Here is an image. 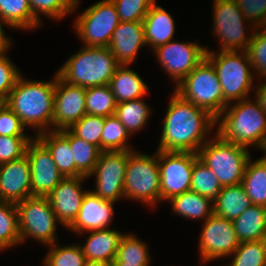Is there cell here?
I'll return each instance as SVG.
<instances>
[{"mask_svg": "<svg viewBox=\"0 0 266 266\" xmlns=\"http://www.w3.org/2000/svg\"><path fill=\"white\" fill-rule=\"evenodd\" d=\"M252 205L266 207V155L248 160L241 182Z\"/></svg>", "mask_w": 266, "mask_h": 266, "instance_id": "30", "label": "cell"}, {"mask_svg": "<svg viewBox=\"0 0 266 266\" xmlns=\"http://www.w3.org/2000/svg\"><path fill=\"white\" fill-rule=\"evenodd\" d=\"M231 257L228 266H266L265 241L240 242Z\"/></svg>", "mask_w": 266, "mask_h": 266, "instance_id": "40", "label": "cell"}, {"mask_svg": "<svg viewBox=\"0 0 266 266\" xmlns=\"http://www.w3.org/2000/svg\"><path fill=\"white\" fill-rule=\"evenodd\" d=\"M89 233L85 244L80 245L82 252L89 262L114 261L120 241L125 233L111 228L84 232Z\"/></svg>", "mask_w": 266, "mask_h": 266, "instance_id": "22", "label": "cell"}, {"mask_svg": "<svg viewBox=\"0 0 266 266\" xmlns=\"http://www.w3.org/2000/svg\"><path fill=\"white\" fill-rule=\"evenodd\" d=\"M262 83L255 88V99L260 104V107L266 112V79H262Z\"/></svg>", "mask_w": 266, "mask_h": 266, "instance_id": "49", "label": "cell"}, {"mask_svg": "<svg viewBox=\"0 0 266 266\" xmlns=\"http://www.w3.org/2000/svg\"><path fill=\"white\" fill-rule=\"evenodd\" d=\"M161 68L177 86L196 66L206 58L207 47L195 42L171 40L152 51Z\"/></svg>", "mask_w": 266, "mask_h": 266, "instance_id": "13", "label": "cell"}, {"mask_svg": "<svg viewBox=\"0 0 266 266\" xmlns=\"http://www.w3.org/2000/svg\"><path fill=\"white\" fill-rule=\"evenodd\" d=\"M197 158L193 152L158 150L160 201H168L190 190L193 164Z\"/></svg>", "mask_w": 266, "mask_h": 266, "instance_id": "12", "label": "cell"}, {"mask_svg": "<svg viewBox=\"0 0 266 266\" xmlns=\"http://www.w3.org/2000/svg\"><path fill=\"white\" fill-rule=\"evenodd\" d=\"M70 147L76 165V177H88L93 172L102 151L96 145L75 136L71 131Z\"/></svg>", "mask_w": 266, "mask_h": 266, "instance_id": "33", "label": "cell"}, {"mask_svg": "<svg viewBox=\"0 0 266 266\" xmlns=\"http://www.w3.org/2000/svg\"><path fill=\"white\" fill-rule=\"evenodd\" d=\"M32 196L31 172L26 154L0 164V200L16 204Z\"/></svg>", "mask_w": 266, "mask_h": 266, "instance_id": "19", "label": "cell"}, {"mask_svg": "<svg viewBox=\"0 0 266 266\" xmlns=\"http://www.w3.org/2000/svg\"><path fill=\"white\" fill-rule=\"evenodd\" d=\"M168 203L175 214L186 219L206 221L214 213L213 201L191 190L170 198Z\"/></svg>", "mask_w": 266, "mask_h": 266, "instance_id": "27", "label": "cell"}, {"mask_svg": "<svg viewBox=\"0 0 266 266\" xmlns=\"http://www.w3.org/2000/svg\"><path fill=\"white\" fill-rule=\"evenodd\" d=\"M119 66L108 47L82 46L56 72L65 82L88 88L109 85Z\"/></svg>", "mask_w": 266, "mask_h": 266, "instance_id": "4", "label": "cell"}, {"mask_svg": "<svg viewBox=\"0 0 266 266\" xmlns=\"http://www.w3.org/2000/svg\"><path fill=\"white\" fill-rule=\"evenodd\" d=\"M143 46H147L143 22L121 21L113 31L108 48L120 65H130Z\"/></svg>", "mask_w": 266, "mask_h": 266, "instance_id": "21", "label": "cell"}, {"mask_svg": "<svg viewBox=\"0 0 266 266\" xmlns=\"http://www.w3.org/2000/svg\"><path fill=\"white\" fill-rule=\"evenodd\" d=\"M221 189L214 172L197 158L193 164L190 190L214 201Z\"/></svg>", "mask_w": 266, "mask_h": 266, "instance_id": "37", "label": "cell"}, {"mask_svg": "<svg viewBox=\"0 0 266 266\" xmlns=\"http://www.w3.org/2000/svg\"><path fill=\"white\" fill-rule=\"evenodd\" d=\"M129 151L101 152L93 172L87 177H95V195L103 200L124 199V179Z\"/></svg>", "mask_w": 266, "mask_h": 266, "instance_id": "14", "label": "cell"}, {"mask_svg": "<svg viewBox=\"0 0 266 266\" xmlns=\"http://www.w3.org/2000/svg\"><path fill=\"white\" fill-rule=\"evenodd\" d=\"M120 65L110 79L109 87L118 103L136 100L148 94L149 88L137 72Z\"/></svg>", "mask_w": 266, "mask_h": 266, "instance_id": "25", "label": "cell"}, {"mask_svg": "<svg viewBox=\"0 0 266 266\" xmlns=\"http://www.w3.org/2000/svg\"><path fill=\"white\" fill-rule=\"evenodd\" d=\"M148 249L142 239L132 233H125L113 261L114 266H149L151 259Z\"/></svg>", "mask_w": 266, "mask_h": 266, "instance_id": "31", "label": "cell"}, {"mask_svg": "<svg viewBox=\"0 0 266 266\" xmlns=\"http://www.w3.org/2000/svg\"><path fill=\"white\" fill-rule=\"evenodd\" d=\"M55 86L56 74L51 81L29 80L21 75L4 102L25 128L37 130L35 136L53 130Z\"/></svg>", "mask_w": 266, "mask_h": 266, "instance_id": "2", "label": "cell"}, {"mask_svg": "<svg viewBox=\"0 0 266 266\" xmlns=\"http://www.w3.org/2000/svg\"><path fill=\"white\" fill-rule=\"evenodd\" d=\"M87 262L79 244L59 246L58 242L49 246L43 259L44 266H85Z\"/></svg>", "mask_w": 266, "mask_h": 266, "instance_id": "38", "label": "cell"}, {"mask_svg": "<svg viewBox=\"0 0 266 266\" xmlns=\"http://www.w3.org/2000/svg\"><path fill=\"white\" fill-rule=\"evenodd\" d=\"M249 148L223 140L215 133L197 152L198 158L217 176L221 186L241 184L248 160Z\"/></svg>", "mask_w": 266, "mask_h": 266, "instance_id": "6", "label": "cell"}, {"mask_svg": "<svg viewBox=\"0 0 266 266\" xmlns=\"http://www.w3.org/2000/svg\"><path fill=\"white\" fill-rule=\"evenodd\" d=\"M86 179V176L66 177L47 195L58 221L66 228L75 221L87 193L82 187Z\"/></svg>", "mask_w": 266, "mask_h": 266, "instance_id": "18", "label": "cell"}, {"mask_svg": "<svg viewBox=\"0 0 266 266\" xmlns=\"http://www.w3.org/2000/svg\"><path fill=\"white\" fill-rule=\"evenodd\" d=\"M117 102L109 85L86 89V112L89 115L111 116L115 114Z\"/></svg>", "mask_w": 266, "mask_h": 266, "instance_id": "36", "label": "cell"}, {"mask_svg": "<svg viewBox=\"0 0 266 266\" xmlns=\"http://www.w3.org/2000/svg\"><path fill=\"white\" fill-rule=\"evenodd\" d=\"M74 22L75 33L84 46L108 47L121 21L111 0H99L80 13Z\"/></svg>", "mask_w": 266, "mask_h": 266, "instance_id": "11", "label": "cell"}, {"mask_svg": "<svg viewBox=\"0 0 266 266\" xmlns=\"http://www.w3.org/2000/svg\"><path fill=\"white\" fill-rule=\"evenodd\" d=\"M114 202L103 200L87 190L75 221L67 228L76 234L109 228L114 216Z\"/></svg>", "mask_w": 266, "mask_h": 266, "instance_id": "20", "label": "cell"}, {"mask_svg": "<svg viewBox=\"0 0 266 266\" xmlns=\"http://www.w3.org/2000/svg\"><path fill=\"white\" fill-rule=\"evenodd\" d=\"M0 18L7 28L35 30L43 24L33 15L29 0H0Z\"/></svg>", "mask_w": 266, "mask_h": 266, "instance_id": "29", "label": "cell"}, {"mask_svg": "<svg viewBox=\"0 0 266 266\" xmlns=\"http://www.w3.org/2000/svg\"><path fill=\"white\" fill-rule=\"evenodd\" d=\"M240 245L231 220L214 213L204 221L199 238V255L202 263L229 257Z\"/></svg>", "mask_w": 266, "mask_h": 266, "instance_id": "15", "label": "cell"}, {"mask_svg": "<svg viewBox=\"0 0 266 266\" xmlns=\"http://www.w3.org/2000/svg\"><path fill=\"white\" fill-rule=\"evenodd\" d=\"M85 266H114L113 261L108 262H89L85 263Z\"/></svg>", "mask_w": 266, "mask_h": 266, "instance_id": "50", "label": "cell"}, {"mask_svg": "<svg viewBox=\"0 0 266 266\" xmlns=\"http://www.w3.org/2000/svg\"><path fill=\"white\" fill-rule=\"evenodd\" d=\"M6 25L7 24L0 18V55L7 53L12 45L11 38L4 32V27H6Z\"/></svg>", "mask_w": 266, "mask_h": 266, "instance_id": "48", "label": "cell"}, {"mask_svg": "<svg viewBox=\"0 0 266 266\" xmlns=\"http://www.w3.org/2000/svg\"><path fill=\"white\" fill-rule=\"evenodd\" d=\"M51 153L60 173L66 177H76V165L70 147V130H50L35 136Z\"/></svg>", "mask_w": 266, "mask_h": 266, "instance_id": "23", "label": "cell"}, {"mask_svg": "<svg viewBox=\"0 0 266 266\" xmlns=\"http://www.w3.org/2000/svg\"><path fill=\"white\" fill-rule=\"evenodd\" d=\"M232 222L240 242L264 240L266 234V207L251 205Z\"/></svg>", "mask_w": 266, "mask_h": 266, "instance_id": "28", "label": "cell"}, {"mask_svg": "<svg viewBox=\"0 0 266 266\" xmlns=\"http://www.w3.org/2000/svg\"><path fill=\"white\" fill-rule=\"evenodd\" d=\"M33 15L43 23L41 15L59 21L79 6V0H29Z\"/></svg>", "mask_w": 266, "mask_h": 266, "instance_id": "39", "label": "cell"}, {"mask_svg": "<svg viewBox=\"0 0 266 266\" xmlns=\"http://www.w3.org/2000/svg\"><path fill=\"white\" fill-rule=\"evenodd\" d=\"M218 51L207 46L206 58L215 68L221 84L224 110L228 104L250 97L256 88L255 75L246 51Z\"/></svg>", "mask_w": 266, "mask_h": 266, "instance_id": "5", "label": "cell"}, {"mask_svg": "<svg viewBox=\"0 0 266 266\" xmlns=\"http://www.w3.org/2000/svg\"><path fill=\"white\" fill-rule=\"evenodd\" d=\"M244 17L256 28L266 26V0H234Z\"/></svg>", "mask_w": 266, "mask_h": 266, "instance_id": "47", "label": "cell"}, {"mask_svg": "<svg viewBox=\"0 0 266 266\" xmlns=\"http://www.w3.org/2000/svg\"><path fill=\"white\" fill-rule=\"evenodd\" d=\"M253 73L266 79V26L257 27L246 50Z\"/></svg>", "mask_w": 266, "mask_h": 266, "instance_id": "41", "label": "cell"}, {"mask_svg": "<svg viewBox=\"0 0 266 266\" xmlns=\"http://www.w3.org/2000/svg\"><path fill=\"white\" fill-rule=\"evenodd\" d=\"M18 211L20 243L33 238L43 245L57 242L58 221L47 197L32 196L15 204Z\"/></svg>", "mask_w": 266, "mask_h": 266, "instance_id": "9", "label": "cell"}, {"mask_svg": "<svg viewBox=\"0 0 266 266\" xmlns=\"http://www.w3.org/2000/svg\"><path fill=\"white\" fill-rule=\"evenodd\" d=\"M33 138L0 135V164L23 157Z\"/></svg>", "mask_w": 266, "mask_h": 266, "instance_id": "45", "label": "cell"}, {"mask_svg": "<svg viewBox=\"0 0 266 266\" xmlns=\"http://www.w3.org/2000/svg\"><path fill=\"white\" fill-rule=\"evenodd\" d=\"M213 204L215 215L231 221L252 205L242 184L223 186Z\"/></svg>", "mask_w": 266, "mask_h": 266, "instance_id": "26", "label": "cell"}, {"mask_svg": "<svg viewBox=\"0 0 266 266\" xmlns=\"http://www.w3.org/2000/svg\"><path fill=\"white\" fill-rule=\"evenodd\" d=\"M144 98L118 103L115 109V116L126 127L131 134L140 132L149 122L151 111Z\"/></svg>", "mask_w": 266, "mask_h": 266, "instance_id": "32", "label": "cell"}, {"mask_svg": "<svg viewBox=\"0 0 266 266\" xmlns=\"http://www.w3.org/2000/svg\"><path fill=\"white\" fill-rule=\"evenodd\" d=\"M116 7L120 21L143 22L156 0H111Z\"/></svg>", "mask_w": 266, "mask_h": 266, "instance_id": "43", "label": "cell"}, {"mask_svg": "<svg viewBox=\"0 0 266 266\" xmlns=\"http://www.w3.org/2000/svg\"><path fill=\"white\" fill-rule=\"evenodd\" d=\"M25 130L19 117L4 102H0V135L30 137Z\"/></svg>", "mask_w": 266, "mask_h": 266, "instance_id": "46", "label": "cell"}, {"mask_svg": "<svg viewBox=\"0 0 266 266\" xmlns=\"http://www.w3.org/2000/svg\"><path fill=\"white\" fill-rule=\"evenodd\" d=\"M158 150L153 155L129 150L124 179V199H131L154 208L160 202Z\"/></svg>", "mask_w": 266, "mask_h": 266, "instance_id": "7", "label": "cell"}, {"mask_svg": "<svg viewBox=\"0 0 266 266\" xmlns=\"http://www.w3.org/2000/svg\"><path fill=\"white\" fill-rule=\"evenodd\" d=\"M130 133L126 127L115 116L105 117V124L101 135V151H129L134 150L127 143Z\"/></svg>", "mask_w": 266, "mask_h": 266, "instance_id": "35", "label": "cell"}, {"mask_svg": "<svg viewBox=\"0 0 266 266\" xmlns=\"http://www.w3.org/2000/svg\"><path fill=\"white\" fill-rule=\"evenodd\" d=\"M21 75L7 53L0 55V102H5Z\"/></svg>", "mask_w": 266, "mask_h": 266, "instance_id": "44", "label": "cell"}, {"mask_svg": "<svg viewBox=\"0 0 266 266\" xmlns=\"http://www.w3.org/2000/svg\"><path fill=\"white\" fill-rule=\"evenodd\" d=\"M104 124L105 117L86 114L74 123L69 130L75 136L96 145L101 150V135Z\"/></svg>", "mask_w": 266, "mask_h": 266, "instance_id": "42", "label": "cell"}, {"mask_svg": "<svg viewBox=\"0 0 266 266\" xmlns=\"http://www.w3.org/2000/svg\"><path fill=\"white\" fill-rule=\"evenodd\" d=\"M20 244L16 205L0 200V251Z\"/></svg>", "mask_w": 266, "mask_h": 266, "instance_id": "34", "label": "cell"}, {"mask_svg": "<svg viewBox=\"0 0 266 266\" xmlns=\"http://www.w3.org/2000/svg\"><path fill=\"white\" fill-rule=\"evenodd\" d=\"M175 26L172 15L155 2L143 19L145 40L151 51L173 40Z\"/></svg>", "mask_w": 266, "mask_h": 266, "instance_id": "24", "label": "cell"}, {"mask_svg": "<svg viewBox=\"0 0 266 266\" xmlns=\"http://www.w3.org/2000/svg\"><path fill=\"white\" fill-rule=\"evenodd\" d=\"M86 89L65 82L56 72L53 130L69 129L87 114Z\"/></svg>", "mask_w": 266, "mask_h": 266, "instance_id": "17", "label": "cell"}, {"mask_svg": "<svg viewBox=\"0 0 266 266\" xmlns=\"http://www.w3.org/2000/svg\"><path fill=\"white\" fill-rule=\"evenodd\" d=\"M228 104L216 118V134L223 140L245 148L266 150V112L255 99Z\"/></svg>", "mask_w": 266, "mask_h": 266, "instance_id": "3", "label": "cell"}, {"mask_svg": "<svg viewBox=\"0 0 266 266\" xmlns=\"http://www.w3.org/2000/svg\"><path fill=\"white\" fill-rule=\"evenodd\" d=\"M31 172V188L33 196L47 195L64 179L57 168L51 153L34 136L26 148Z\"/></svg>", "mask_w": 266, "mask_h": 266, "instance_id": "16", "label": "cell"}, {"mask_svg": "<svg viewBox=\"0 0 266 266\" xmlns=\"http://www.w3.org/2000/svg\"><path fill=\"white\" fill-rule=\"evenodd\" d=\"M184 100L217 118L223 112V93L217 73L205 58L174 88Z\"/></svg>", "mask_w": 266, "mask_h": 266, "instance_id": "8", "label": "cell"}, {"mask_svg": "<svg viewBox=\"0 0 266 266\" xmlns=\"http://www.w3.org/2000/svg\"><path fill=\"white\" fill-rule=\"evenodd\" d=\"M156 150L193 152L209 140L216 118L173 91Z\"/></svg>", "mask_w": 266, "mask_h": 266, "instance_id": "1", "label": "cell"}, {"mask_svg": "<svg viewBox=\"0 0 266 266\" xmlns=\"http://www.w3.org/2000/svg\"><path fill=\"white\" fill-rule=\"evenodd\" d=\"M212 15L213 34L220 41V51H246L256 27L244 17L236 2L213 0ZM245 24L249 26V36Z\"/></svg>", "mask_w": 266, "mask_h": 266, "instance_id": "10", "label": "cell"}]
</instances>
